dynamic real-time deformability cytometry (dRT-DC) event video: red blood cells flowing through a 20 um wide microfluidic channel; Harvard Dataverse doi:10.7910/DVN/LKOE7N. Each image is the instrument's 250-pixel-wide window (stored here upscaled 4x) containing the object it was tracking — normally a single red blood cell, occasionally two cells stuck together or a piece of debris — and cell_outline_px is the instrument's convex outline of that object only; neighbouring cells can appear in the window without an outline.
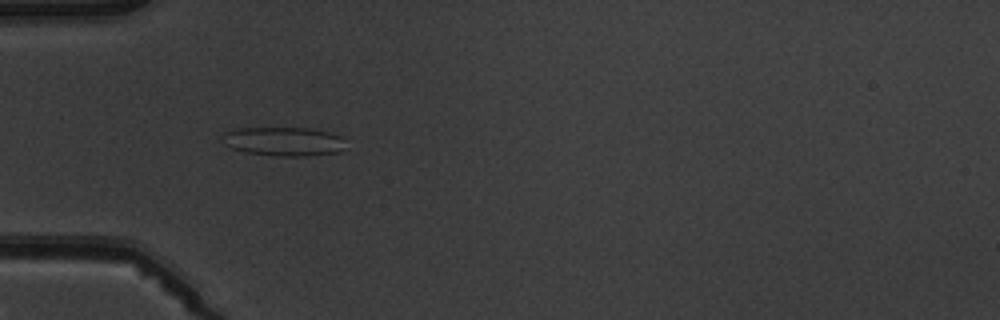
{"species": "common noctule bat (a hibernating species)", "species_latin": "Nyctalus noctula", "temperature_condition": "warm", "stored_images_in_passage": 6, "camera_frame_rate_fps": 3000, "um_per_image_px": 0.085, "animal": {"sex": "male", "body_mass_g": 19.5, "forearm_length_mm": 54.6}, "frame": {"image": 1, "passage_image": 5, "time_ms": 4.667, "image_size_px": [1000, 320], "cell_outline_px": [[340, 152], [304, 156], [276, 156], [244, 152], [232, 148], [224, 144], [220, 140], [220, 136], [224, 132], [236, 128], [308, 128], [328, 132], [340, 136]], "centroid_in_image_um": [23.97, 12.02], "position_along_channel_um": 61.0, "area_um2": 20.63}}
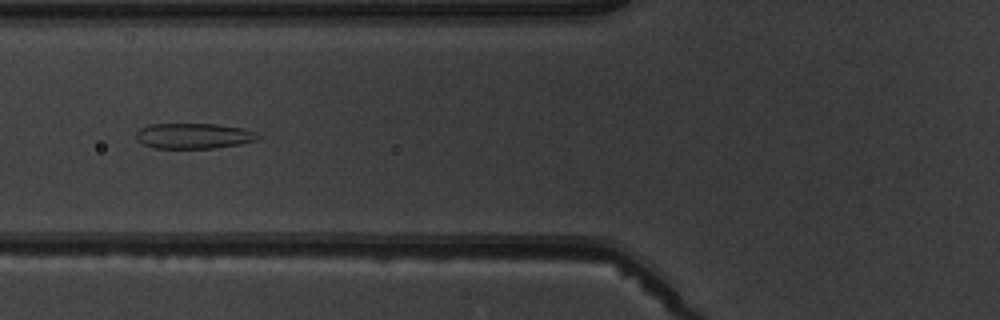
{"frame": {"image": 2, "passage_image": 6, "time_ms": 6.0, "image_size_px": [1000, 320], "cell_outline_px": [[260, 136], [256, 140], [240, 144], [212, 148], [156, 148], [144, 144], [136, 140], [136, 132], [140, 128], [148, 124], [216, 124], [244, 128], [256, 132]], "centroid_in_image_um": [16.46, 11.54], "position_along_channel_um": 109.3, "area_um2": 18.09}}